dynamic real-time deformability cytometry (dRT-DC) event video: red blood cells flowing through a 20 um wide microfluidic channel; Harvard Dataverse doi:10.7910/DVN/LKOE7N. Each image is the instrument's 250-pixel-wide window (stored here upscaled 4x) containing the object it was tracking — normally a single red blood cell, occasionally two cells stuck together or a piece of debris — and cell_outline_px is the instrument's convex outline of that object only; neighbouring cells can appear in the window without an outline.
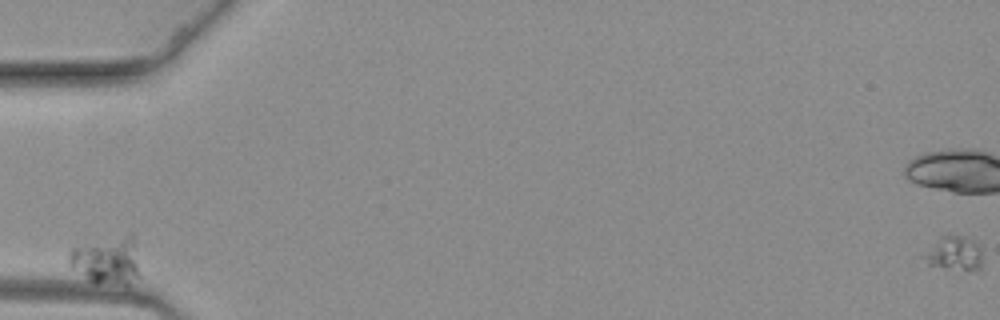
{"species": "common noctule bat (a hibernating species)", "species_latin": "Nyctalus noctula", "temperature_condition": "warm", "stored_images_in_passage": 24, "camera_frame_rate_fps": 3000, "um_per_image_px": 0.085, "animal": {"sex": "female", "body_mass_g": 19.3, "forearm_length_mm": 54.1}, "frame": {"image": 1, "passage_image": 1, "time_ms": 0.0, "image_size_px": [1000, 320], "cell_outline_px": [[980, 268], [964, 268], [928, 264], [924, 256], [944, 236], [968, 236], [980, 248]], "centroid_in_image_um": [81.17, 21.5], "position_along_channel_um": 3.8, "area_um2": 10.23}}